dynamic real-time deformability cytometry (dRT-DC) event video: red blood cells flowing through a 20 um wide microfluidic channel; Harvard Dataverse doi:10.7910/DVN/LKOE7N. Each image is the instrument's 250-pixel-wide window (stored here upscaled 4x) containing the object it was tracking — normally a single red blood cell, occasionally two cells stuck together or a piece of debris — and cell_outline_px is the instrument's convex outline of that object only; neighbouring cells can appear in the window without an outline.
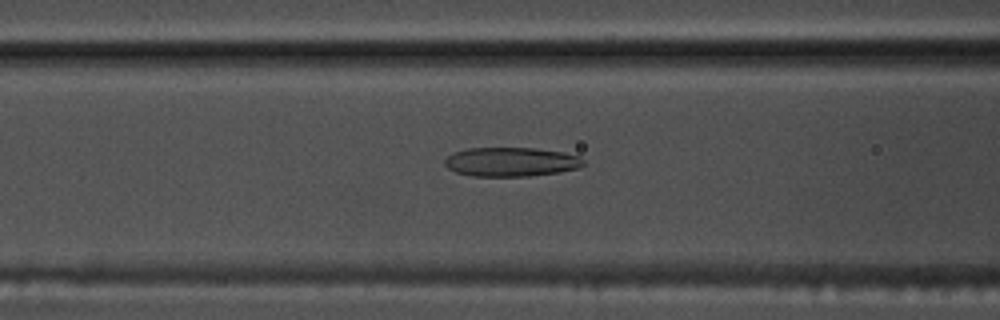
{"species": "common noctule bat (a hibernating species)", "species_latin": "Nyctalus noctula", "temperature_condition": "warm", "stored_images_in_passage": 39, "camera_frame_rate_fps": 3000, "um_per_image_px": 0.085, "animal": {"sex": "male", "body_mass_g": 17.5, "forearm_length_mm": 52.3}, "frame": {"image": 1, "passage_image": 7, "time_ms": 2.0, "image_size_px": [1000, 320], "cell_outline_px": [[584, 164], [580, 168], [560, 172], [528, 176], [472, 176], [456, 172], [448, 168], [444, 164], [444, 160], [452, 152], [468, 148], [536, 148], [564, 152], [580, 156], [584, 160]], "centroid_in_image_um": [43.46, 13.75], "position_along_channel_um": 123.1, "area_um2": 23.76}}
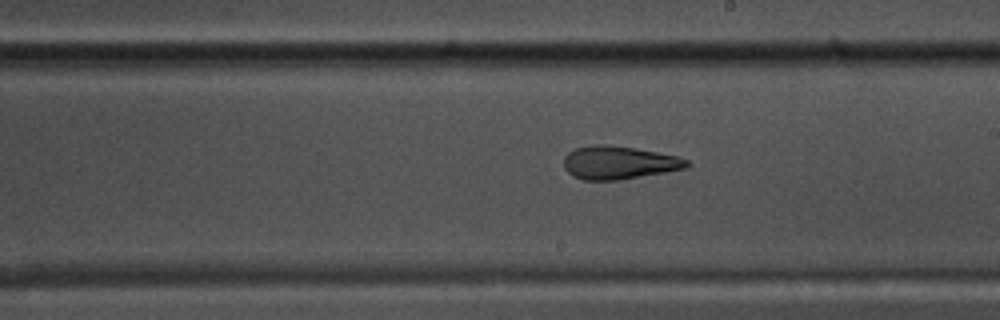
{"frame": {"image": 2, "passage_image": 16, "time_ms": 5.0, "image_size_px": [1000, 320], "cell_outline_px": [[692, 164], [684, 168], [664, 172], [616, 180], [584, 180], [572, 176], [564, 168], [564, 156], [568, 152], [576, 148], [596, 144], [636, 148], [676, 156], [688, 160]], "centroid_in_image_um": [52.57, 13.82], "position_along_channel_um": 236.4, "area_um2": 23.47}}
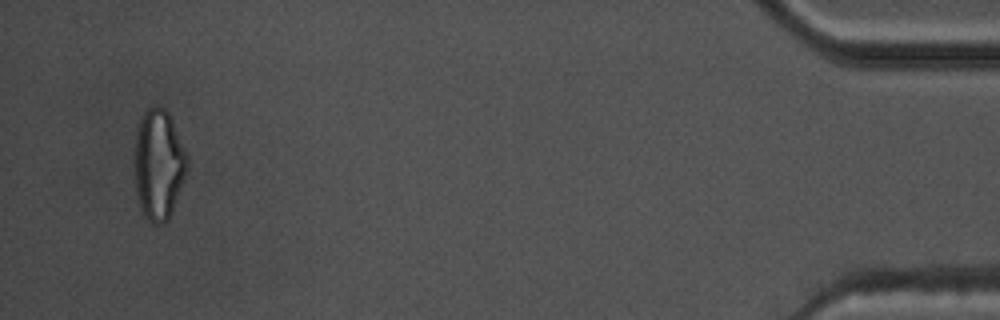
{"frame": {"image": 3, "passage_image": 37, "time_ms": 12.0, "image_size_px": [1000, 320], "cell_outline_px": [[188, 168], [172, 212], [168, 220], [164, 224], [152, 224], [144, 216], [140, 208], [136, 196], [136, 128], [140, 116], [148, 108], [164, 108], [168, 112], [172, 120], [188, 156]], "centroid_in_image_um": [13.49, 14.02], "position_along_channel_um": 421.7, "area_um2": 33.76}, "authors_computed_cell_mechanics": {"area_um2": 24.2182, "velocity_mm_per_s": 3.7879, "shape_relaxation_time_tau1_ms": null, "shape_relaxation_time_tau2_ms": 2.4716, "deformation_change_tau1": null, "deformation_change_tau2": 0.124}}